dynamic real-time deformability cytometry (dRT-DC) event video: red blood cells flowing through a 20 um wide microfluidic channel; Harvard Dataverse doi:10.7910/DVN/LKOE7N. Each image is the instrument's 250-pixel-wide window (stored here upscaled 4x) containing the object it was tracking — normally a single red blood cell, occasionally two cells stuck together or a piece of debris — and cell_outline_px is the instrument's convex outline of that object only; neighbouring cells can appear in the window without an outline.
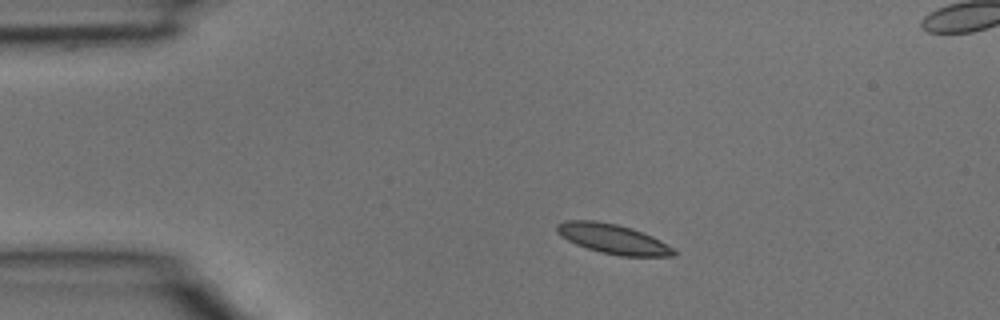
{"species": "common noctule bat (a hibernating species)", "species_latin": "Nyctalus noctula", "temperature_condition": "room temperature", "stored_images_in_passage": 3, "segment_of_instrument_passage": [1, 2], "camera_frame_rate_fps": 3000, "um_per_image_px": 0.085, "animal": {"sex": "male", "body_mass_g": 15.6}, "frame": {"image": 1, "passage_image": 1, "time_ms": 0.0, "image_size_px": [1000, 320], "cell_outline_px": [[676, 256], [620, 256], [600, 252], [576, 244], [560, 236], [556, 232], [556, 224], [564, 220], [596, 220], [616, 224], [632, 228], [652, 236], [660, 240], [672, 248], [676, 252]], "centroid_in_image_um": [52.07, 20.29], "position_along_channel_um": 32.9, "area_um2": 20.23}}